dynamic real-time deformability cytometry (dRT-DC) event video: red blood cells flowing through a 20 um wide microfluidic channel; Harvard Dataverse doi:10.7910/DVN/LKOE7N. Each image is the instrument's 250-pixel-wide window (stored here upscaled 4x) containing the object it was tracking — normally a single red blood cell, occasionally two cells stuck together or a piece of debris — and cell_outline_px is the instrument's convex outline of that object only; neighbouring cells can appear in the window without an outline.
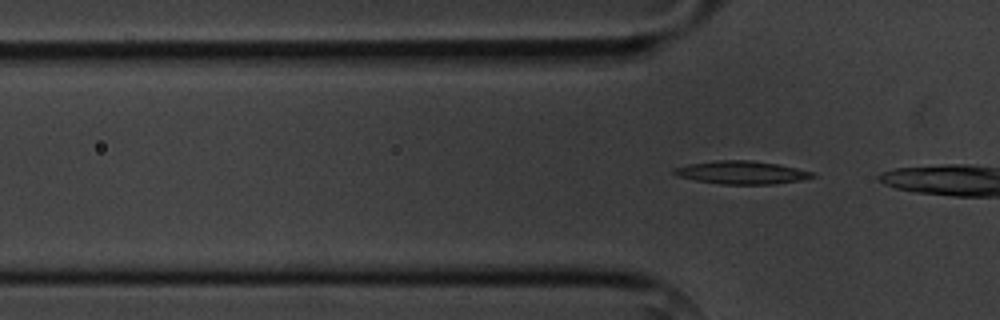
{"species": "common noctule bat (a hibernating species)", "species_latin": "Nyctalus noctula", "temperature_condition": "cold", "stored_images_in_passage": 6, "segment_of_instrument_passage": [2, 2], "camera_frame_rate_fps": 3000, "um_per_image_px": 0.085, "animal": {"sex": "male", "body_mass_g": 20.1, "forearm_length_mm": 53.5}, "frame": {"image": 1, "passage_image": 6, "time_ms": 6.0, "image_size_px": [1000, 320], "cell_outline_px": [[816, 176], [800, 180], [772, 184], [720, 184], [696, 180], [676, 176], [672, 172], [672, 168], [688, 164], [716, 160], [752, 160], [776, 164], [816, 172]], "centroid_in_image_um": [63.01, 14.66], "position_along_channel_um": 62.8, "area_um2": 18.61}}